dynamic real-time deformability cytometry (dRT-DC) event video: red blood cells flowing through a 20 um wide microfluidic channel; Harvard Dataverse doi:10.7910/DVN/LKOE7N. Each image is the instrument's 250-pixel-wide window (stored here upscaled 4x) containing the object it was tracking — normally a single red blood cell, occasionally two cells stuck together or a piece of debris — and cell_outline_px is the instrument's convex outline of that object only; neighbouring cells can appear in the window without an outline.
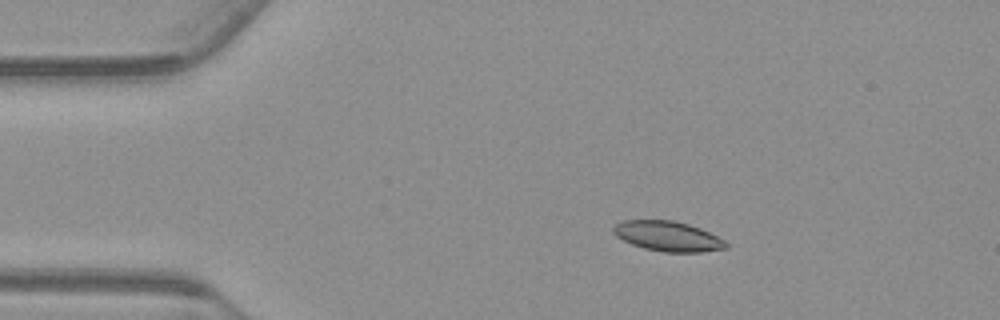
{"species": "common noctule bat (a hibernating species)", "species_latin": "Nyctalus noctula", "temperature_condition": "warm", "stored_images_in_passage": 51, "camera_frame_rate_fps": 3000, "um_per_image_px": 0.085, "animal": {"sex": "male", "body_mass_g": 23.1, "forearm_length_mm": 52.7}, "frame": {"image": 1, "passage_image": 6, "time_ms": 1.667, "image_size_px": [1000, 320], "cell_outline_px": [[728, 248], [700, 252], [664, 252], [644, 248], [632, 244], [616, 236], [612, 232], [612, 228], [616, 224], [624, 220], [672, 220], [688, 224], [700, 228], [724, 240], [728, 244]], "centroid_in_image_um": [56.76, 20.08], "position_along_channel_um": 28.2, "area_um2": 19.59}}
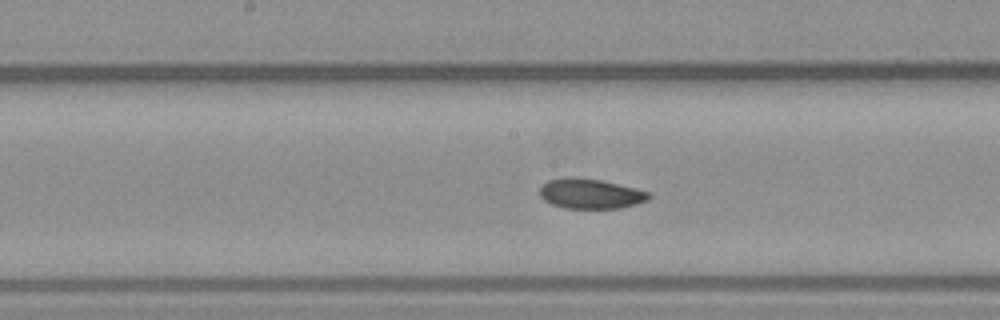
{"frame": {"image": 2, "passage_image": 24, "time_ms": 7.667, "image_size_px": [1000, 320], "cell_outline_px": [[652, 196], [648, 200], [636, 204], [620, 208], [564, 208], [552, 204], [544, 200], [540, 196], [540, 188], [548, 180], [568, 176], [576, 176], [600, 180], [636, 188], [648, 192]], "centroid_in_image_um": [50.18, 16.45], "position_along_channel_um": 198.0, "area_um2": 19.13}}
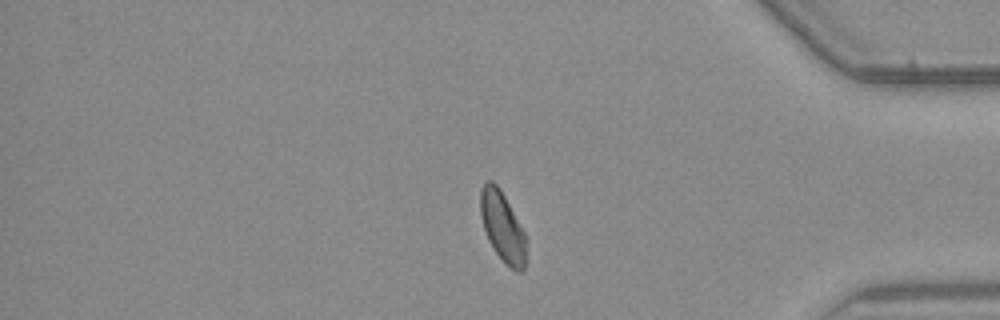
{"frame": {"image": 3, "passage_image": 42, "time_ms": 13.667, "image_size_px": [1000, 320], "cell_outline_px": [[528, 240], [524, 268], [520, 272], [516, 272], [504, 264], [492, 248], [488, 240], [480, 216], [480, 188], [488, 180], [492, 180], [500, 188], [524, 232]], "centroid_in_image_um": [42.72, 19.31], "position_along_channel_um": 392.5, "area_um2": 18.96}, "authors_computed_cell_mechanics": {"area_um2": 19.2474, "velocity_mm_per_s": 3.7426, "shape_relaxation_time_tau1_ms": 4.2918, "shape_relaxation_time_tau2_ms": 9.1827, "deformation_change_tau1": 0.0957, "deformation_change_tau2": 0.1047}}